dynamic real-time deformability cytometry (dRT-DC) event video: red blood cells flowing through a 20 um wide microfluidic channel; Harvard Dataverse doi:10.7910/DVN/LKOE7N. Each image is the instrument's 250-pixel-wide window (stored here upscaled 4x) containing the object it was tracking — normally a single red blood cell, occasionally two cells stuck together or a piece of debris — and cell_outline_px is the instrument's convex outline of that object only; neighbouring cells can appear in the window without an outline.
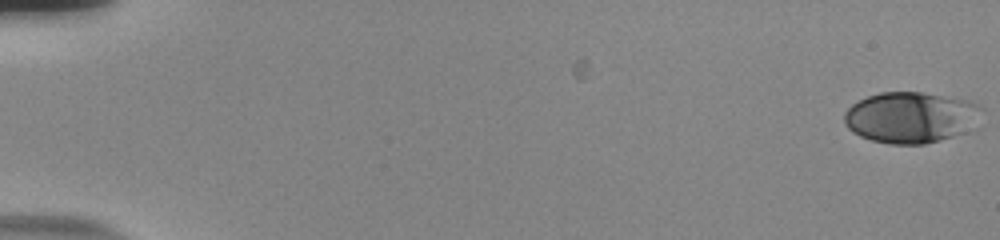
{"species": "human", "species_latin": "Homo sapiens", "temperature_condition": "room temperature", "stored_images_in_passage": 56, "camera_frame_rate_fps": 3000, "um_per_image_px": 0.085, "donor": {"sex": "male"}, "frame": {"image": 1, "passage_image": 1, "time_ms": 0.0, "image_size_px": [1000, 240], "cell_outline_px": [[984, 108], [968, 132], [924, 144], [888, 144], [872, 140], [860, 136], [852, 132], [844, 124], [844, 112], [852, 104], [868, 96], [880, 92], [920, 92], [968, 100]], "centroid_in_image_um": [77.39, 9.98], "position_along_channel_um": 7.6, "area_um2": 40.86}}
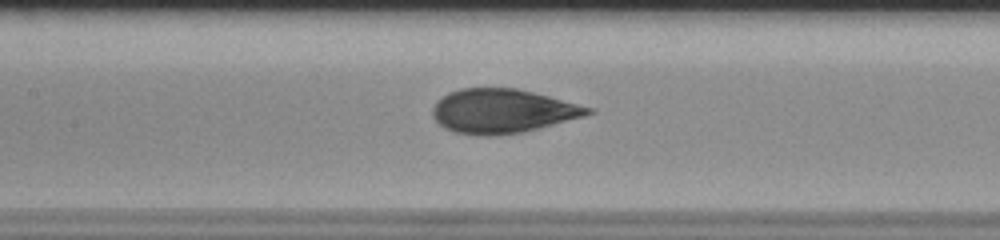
{"frame": {"image": 2, "passage_image": 28, "time_ms": 9.0, "image_size_px": [1000, 240], "cell_outline_px": [[596, 112], [584, 116], [540, 128], [524, 132], [496, 136], [476, 136], [456, 132], [444, 128], [432, 116], [432, 108], [436, 100], [448, 92], [460, 88], [516, 88], [548, 96], [592, 108]], "centroid_in_image_um": [42.67, 9.45], "position_along_channel_um": 164.7, "area_um2": 40.06}}
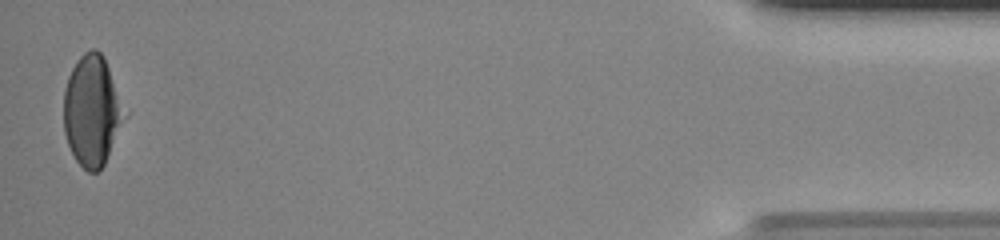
{"frame": {"image": 3, "passage_image": 55, "time_ms": 18.0, "image_size_px": [1000, 240], "cell_outline_px": [[128, 116], [104, 164], [96, 172], [88, 172], [76, 160], [68, 144], [64, 132], [64, 88], [68, 76], [76, 60], [84, 52], [92, 48], [96, 48], [104, 56], [128, 112]], "centroid_in_image_um": [7.86, 9.39], "position_along_channel_um": 427.3, "area_um2": 39.71}, "authors_computed_cell_mechanics": {"area_um2": 40.0554, "velocity_mm_per_s": 3.8026, "shape_relaxation_time_tau1_ms": 7.1323, "shape_relaxation_time_tau2_ms": null, "deformation_change_tau1": 0.2348, "deformation_change_tau2": null}}